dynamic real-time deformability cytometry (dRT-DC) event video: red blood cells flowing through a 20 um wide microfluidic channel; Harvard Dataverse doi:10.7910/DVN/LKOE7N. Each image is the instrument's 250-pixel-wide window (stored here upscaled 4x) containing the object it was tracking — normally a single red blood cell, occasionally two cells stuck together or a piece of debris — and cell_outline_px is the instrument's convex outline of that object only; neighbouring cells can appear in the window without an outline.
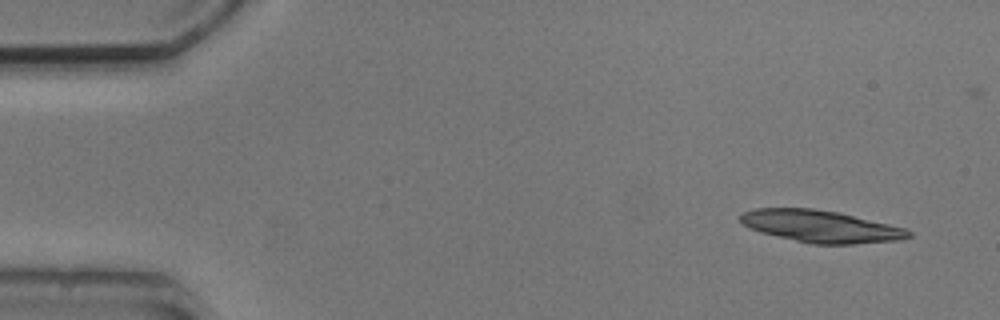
{"species": "common noctule bat (a hibernating species)", "species_latin": "Nyctalus noctula", "temperature_condition": "cold", "stored_images_in_passage": 3, "camera_frame_rate_fps": 3000, "um_per_image_px": 0.085, "animal": {"sex": "male", "body_mass_g": 20.5, "forearm_length_mm": 52.5}, "frame": {"image": 1, "passage_image": 1, "time_ms": 0.0, "image_size_px": [1000, 320], "cell_outline_px": [[912, 236], [900, 240], [852, 244], [812, 244], [760, 232], [748, 228], [736, 216], [740, 212], [756, 208], [812, 208], [840, 212], [904, 228], [912, 232]], "centroid_in_image_um": [69.72, 19.23], "position_along_channel_um": 15.3, "area_um2": 31.56}}